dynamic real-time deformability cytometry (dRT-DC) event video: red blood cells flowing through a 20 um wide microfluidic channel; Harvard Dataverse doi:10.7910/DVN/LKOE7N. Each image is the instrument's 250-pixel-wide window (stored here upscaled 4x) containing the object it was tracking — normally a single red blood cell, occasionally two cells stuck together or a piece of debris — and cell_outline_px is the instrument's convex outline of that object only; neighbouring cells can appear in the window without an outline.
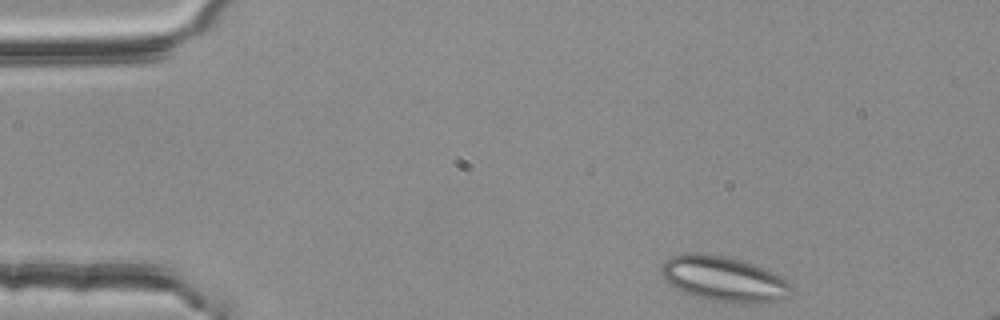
{"species": "common noctule bat (a hibernating species)", "species_latin": "Nyctalus noctula", "temperature_condition": "room temperature", "stored_images_in_passage": 47, "segment_of_instrument_passage": [1, 2], "camera_frame_rate_fps": 3000, "um_per_image_px": 0.085, "animal": {"sex": "female", "body_mass_g": 25.1}, "frame": {"image": 1, "passage_image": 1, "time_ms": 0.0, "image_size_px": [1000, 320], "cell_outline_px": [[792, 292], [788, 296], [780, 300], [768, 304], [732, 304], [708, 300], [684, 292], [668, 284], [664, 280], [660, 272], [660, 268], [664, 260], [672, 256], [684, 252], [700, 252], [724, 256], [744, 260], [772, 272], [788, 280], [792, 284]], "centroid_in_image_um": [61.54, 23.72], "position_along_channel_um": 23.5, "area_um2": 35.2}}